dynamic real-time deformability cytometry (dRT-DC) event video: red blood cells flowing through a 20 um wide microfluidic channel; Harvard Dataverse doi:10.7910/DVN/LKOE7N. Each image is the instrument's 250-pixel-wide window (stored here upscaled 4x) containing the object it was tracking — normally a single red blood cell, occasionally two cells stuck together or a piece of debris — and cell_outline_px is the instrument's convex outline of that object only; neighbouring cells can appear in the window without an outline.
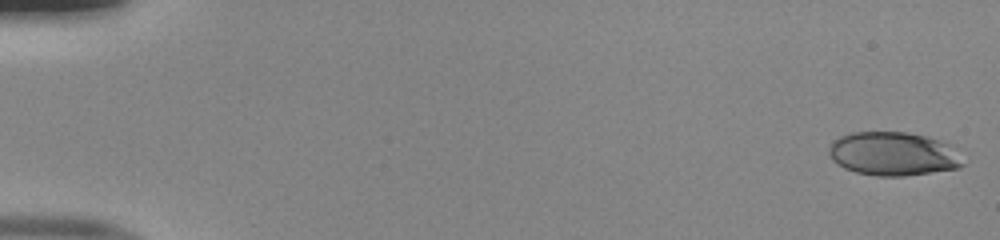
{"species": "human", "species_latin": "Homo sapiens", "temperature_condition": "room temperature", "stored_images_in_passage": 51, "camera_frame_rate_fps": 3000, "um_per_image_px": 0.085, "donor": {"sex": "male"}, "frame": {"image": 1, "passage_image": 1, "time_ms": 0.0, "image_size_px": [1000, 240], "cell_outline_px": [[964, 164], [960, 168], [904, 176], [876, 176], [856, 172], [844, 168], [836, 164], [832, 160], [828, 152], [828, 148], [832, 140], [840, 136], [852, 132], [908, 132], [928, 136], [940, 140]], "centroid_in_image_um": [75.81, 13.08], "position_along_channel_um": 9.2, "area_um2": 33.81}}
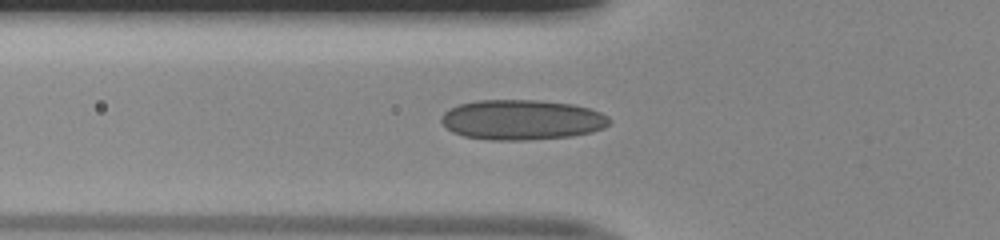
{"frame": {"image": 2, "passage_image": 19, "time_ms": 6.0, "image_size_px": [1000, 240], "cell_outline_px": [[612, 120], [604, 128], [592, 132], [572, 136], [528, 140], [492, 140], [464, 136], [452, 132], [440, 120], [440, 116], [444, 112], [460, 104], [476, 100], [540, 100], [572, 104], [588, 108], [600, 112], [608, 116]], "centroid_in_image_um": [44.37, 10.18], "position_along_channel_um": 81.4, "area_um2": 39.36}}
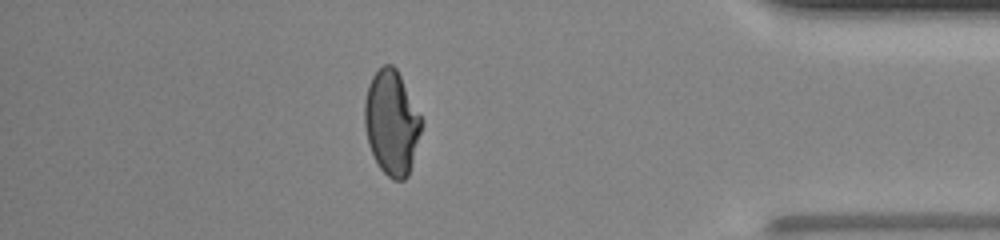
{"frame": {"image": 3, "passage_image": 45, "time_ms": 14.667, "image_size_px": [1000, 240], "cell_outline_px": [[424, 124], [408, 176], [404, 180], [392, 180], [380, 168], [368, 144], [364, 124], [364, 100], [368, 84], [372, 76], [384, 64], [392, 64], [396, 68], [424, 120]], "centroid_in_image_um": [33.3, 10.42], "position_along_channel_um": 401.9, "area_um2": 34.91}, "authors_computed_cell_mechanics": {"area_um2": 35.3158, "velocity_mm_per_s": 4.0608, "shape_relaxation_time_tau1_ms": 10.1613, "shape_relaxation_time_tau2_ms": null, "deformation_change_tau1": 0.2677, "deformation_change_tau2": null}}